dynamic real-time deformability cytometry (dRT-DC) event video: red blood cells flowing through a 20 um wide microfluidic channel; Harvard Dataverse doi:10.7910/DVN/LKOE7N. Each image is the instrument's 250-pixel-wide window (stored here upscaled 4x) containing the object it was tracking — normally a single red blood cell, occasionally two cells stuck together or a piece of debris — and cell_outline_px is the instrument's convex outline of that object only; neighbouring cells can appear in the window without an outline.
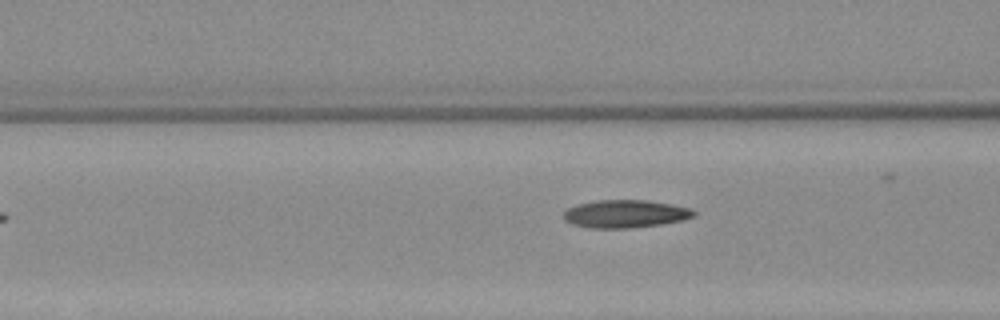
{"species": "Egyptian fruit bat (a non-hibernating species)", "species_latin": "Rousettus aegyptiacus", "temperature_condition": "warm", "stored_images_in_passage": 5, "segment_of_instrument_passage": [2, 2], "camera_frame_rate_fps": 3000, "um_per_image_px": 0.085, "animal": {"sex": "female"}, "frame": {"image": 1, "passage_image": 5, "time_ms": 6.333, "image_size_px": [1000, 320], "cell_outline_px": [[696, 216], [680, 220], [660, 224], [628, 228], [588, 228], [572, 224], [564, 220], [564, 212], [568, 208], [576, 204], [596, 200], [648, 200], [672, 204], [692, 208], [696, 212]], "centroid_in_image_um": [53.14, 18.17], "position_along_channel_um": 113.5, "area_um2": 21.21}}